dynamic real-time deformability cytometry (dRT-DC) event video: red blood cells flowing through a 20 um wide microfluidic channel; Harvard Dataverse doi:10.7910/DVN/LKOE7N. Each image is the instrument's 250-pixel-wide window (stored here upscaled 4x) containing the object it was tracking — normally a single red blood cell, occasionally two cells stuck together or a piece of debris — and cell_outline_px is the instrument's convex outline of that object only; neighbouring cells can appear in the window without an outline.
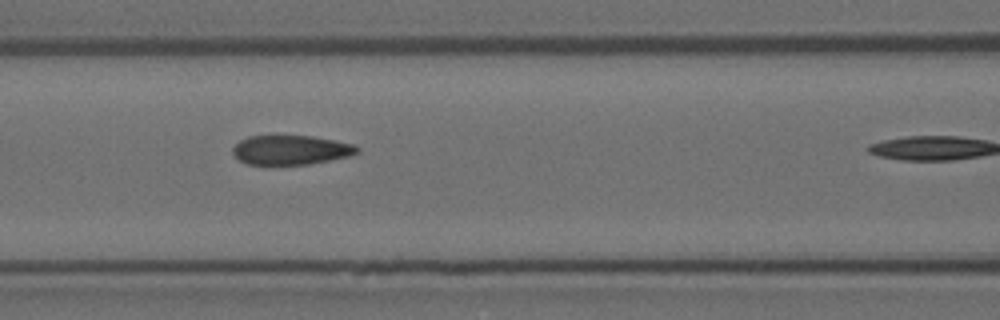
{"species": "Egyptian fruit bat (a non-hibernating species)", "species_latin": "Rousettus aegyptiacus", "temperature_condition": "room temperature", "stored_images_in_passage": 5, "camera_frame_rate_fps": 3000, "um_per_image_px": 0.085, "animal": {"sex": "female"}, "frame": {"image": 1, "passage_image": 3, "time_ms": 0.667, "image_size_px": [1000, 320], "cell_outline_px": [[360, 152], [352, 156], [308, 164], [248, 164], [240, 160], [232, 152], [232, 148], [240, 140], [248, 136], [312, 136], [336, 140], [352, 144], [360, 148]], "centroid_in_image_um": [24.77, 12.74], "position_along_channel_um": 141.8, "area_um2": 21.27}}
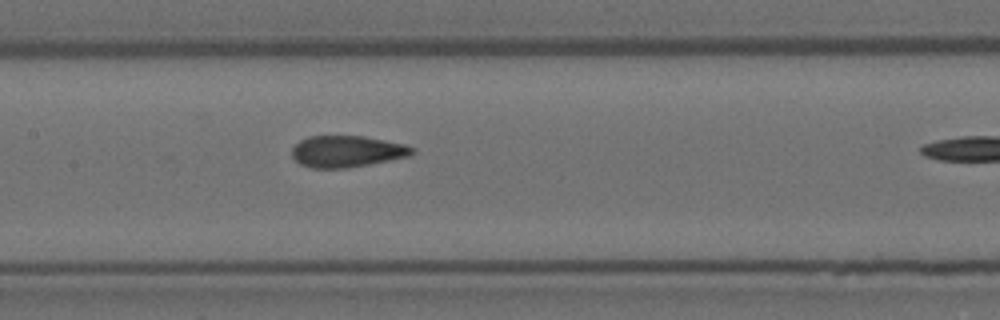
{"frame": {"image": 2, "passage_image": 4, "time_ms": 1.0, "image_size_px": [1000, 320], "cell_outline_px": [[416, 148], [408, 156], [348, 168], [312, 168], [300, 164], [292, 156], [292, 148], [300, 140], [308, 136], [364, 136], [404, 144]], "centroid_in_image_um": [29.45, 12.86], "position_along_channel_um": 177.9, "area_um2": 21.91}}